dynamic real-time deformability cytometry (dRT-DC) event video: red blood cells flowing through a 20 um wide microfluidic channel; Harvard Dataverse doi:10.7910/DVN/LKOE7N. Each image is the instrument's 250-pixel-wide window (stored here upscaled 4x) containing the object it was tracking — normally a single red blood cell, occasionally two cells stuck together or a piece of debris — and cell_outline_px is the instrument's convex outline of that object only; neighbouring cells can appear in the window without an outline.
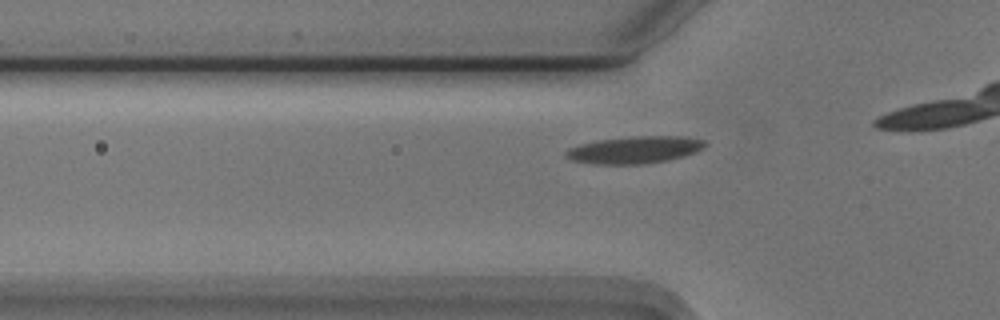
{"species": "Egyptian fruit bat (a non-hibernating species)", "species_latin": "Rousettus aegyptiacus", "temperature_condition": "cold", "stored_images_in_passage": 14, "camera_frame_rate_fps": 3000, "um_per_image_px": 0.085, "animal": {"sex": "male"}, "frame": {"image": 1, "passage_image": 8, "time_ms": 2.333, "image_size_px": [1000, 320], "cell_outline_px": [[708, 144], [704, 148], [696, 152], [684, 156], [668, 160], [644, 164], [592, 164], [572, 160], [564, 156], [564, 152], [568, 148], [580, 144], [596, 140], [632, 136], [684, 136], [704, 140]], "centroid_in_image_um": [53.94, 12.73], "position_along_channel_um": 71.9, "area_um2": 22.31}}
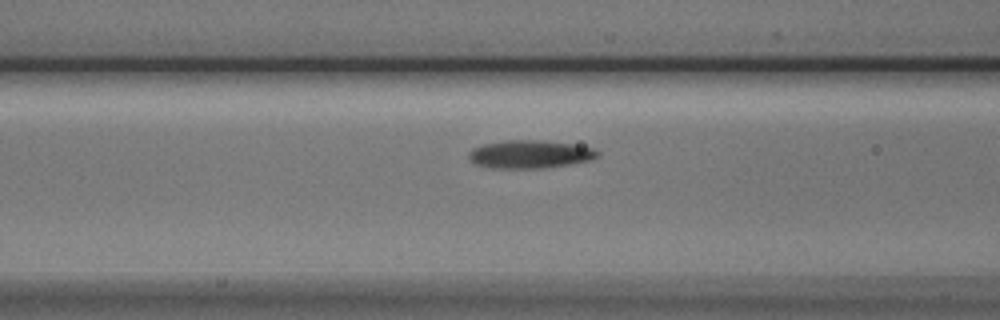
{"frame": {"image": 2, "passage_image": 12, "time_ms": 3.667, "image_size_px": [1000, 320], "cell_outline_px": [[600, 156], [588, 160], [568, 164], [544, 168], [488, 168], [472, 164], [468, 156], [468, 152], [472, 148], [484, 144], [504, 140], [540, 140], [572, 144], [596, 148], [600, 152]], "centroid_in_image_um": [45.0, 13.11], "position_along_channel_um": 121.6, "area_um2": 21.27}}